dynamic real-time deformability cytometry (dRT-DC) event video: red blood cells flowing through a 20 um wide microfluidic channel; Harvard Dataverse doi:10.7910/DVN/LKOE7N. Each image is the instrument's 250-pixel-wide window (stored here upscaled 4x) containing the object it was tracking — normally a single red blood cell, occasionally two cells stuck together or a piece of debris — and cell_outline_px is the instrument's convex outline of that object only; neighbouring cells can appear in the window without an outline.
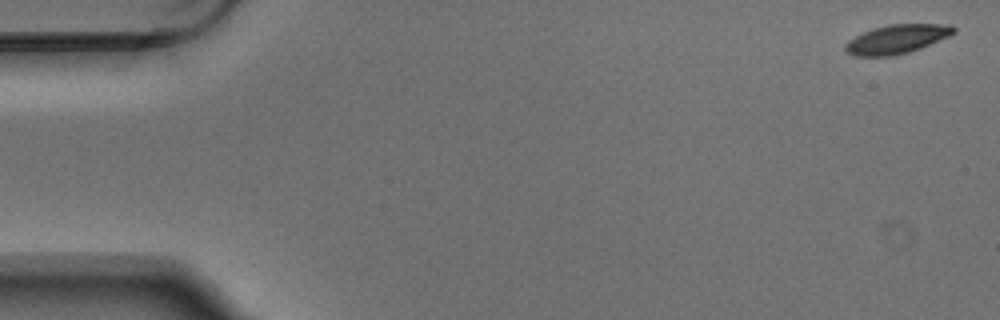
{"species": "Egyptian fruit bat (a non-hibernating species)", "species_latin": "Rousettus aegyptiacus", "temperature_condition": "warm", "stored_images_in_passage": 4, "camera_frame_rate_fps": 3000, "um_per_image_px": 0.085, "animal": {"sex": "male"}, "frame": {"image": 1, "passage_image": 1, "time_ms": 0.0, "image_size_px": [1000, 320], "cell_outline_px": [[956, 32], [948, 36], [920, 48], [908, 52], [892, 56], [856, 56], [844, 52], [844, 44], [848, 40], [872, 28], [888, 24], [952, 24], [956, 28]], "centroid_in_image_um": [76.2, 3.32], "position_along_channel_um": 8.8, "area_um2": 18.32}}
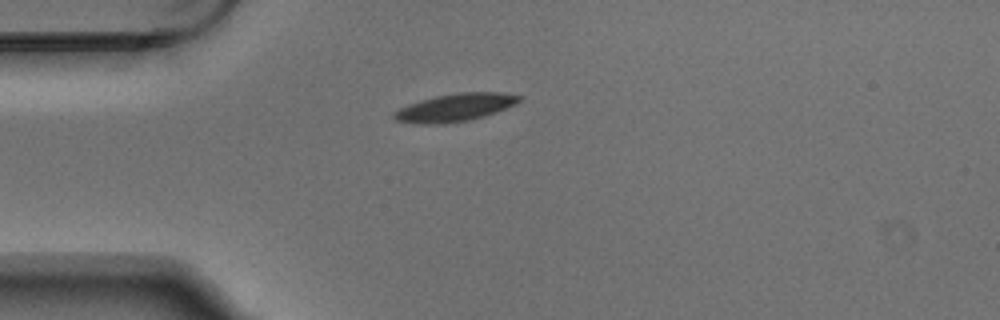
{"frame": {"image": 2, "passage_image": 4, "time_ms": 1.0, "image_size_px": [1000, 320], "cell_outline_px": [[520, 100], [516, 104], [484, 116], [468, 120], [440, 124], [424, 124], [396, 120], [392, 116], [392, 112], [408, 104], [420, 100], [436, 96], [460, 92], [500, 92], [520, 96]], "centroid_in_image_um": [38.66, 9.13], "position_along_channel_um": 46.3, "area_um2": 20.0}}